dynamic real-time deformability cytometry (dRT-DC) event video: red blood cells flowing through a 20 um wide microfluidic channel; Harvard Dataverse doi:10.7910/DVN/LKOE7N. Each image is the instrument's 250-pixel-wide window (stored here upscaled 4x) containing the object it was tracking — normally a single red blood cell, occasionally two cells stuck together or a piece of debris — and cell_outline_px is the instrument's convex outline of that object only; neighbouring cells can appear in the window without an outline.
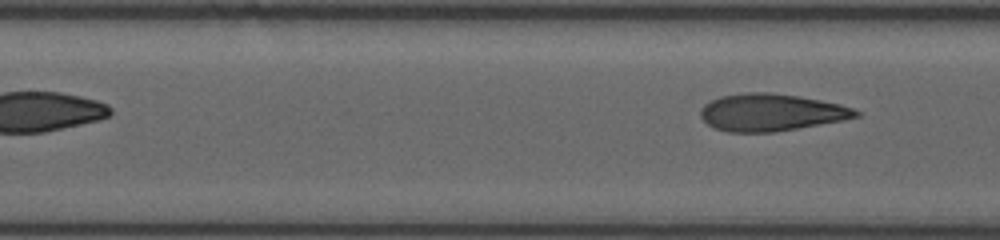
{"species": "human", "species_latin": "Homo sapiens", "temperature_condition": "room temperature", "stored_images_in_passage": 19, "segment_of_instrument_passage": [2, 2], "camera_frame_rate_fps": 3000, "um_per_image_px": 0.085, "donor": {"sex": "female"}, "frame": {"image": 1, "passage_image": 19, "time_ms": 8.333, "image_size_px": [1000, 240], "cell_outline_px": [[860, 116], [840, 120], [776, 132], [728, 132], [716, 128], [708, 124], [700, 116], [700, 108], [704, 104], [720, 96], [744, 92], [768, 92], [800, 96], [840, 104], [852, 108], [860, 112]], "centroid_in_image_um": [65.51, 9.54], "position_along_channel_um": 141.9, "area_um2": 33.52}}